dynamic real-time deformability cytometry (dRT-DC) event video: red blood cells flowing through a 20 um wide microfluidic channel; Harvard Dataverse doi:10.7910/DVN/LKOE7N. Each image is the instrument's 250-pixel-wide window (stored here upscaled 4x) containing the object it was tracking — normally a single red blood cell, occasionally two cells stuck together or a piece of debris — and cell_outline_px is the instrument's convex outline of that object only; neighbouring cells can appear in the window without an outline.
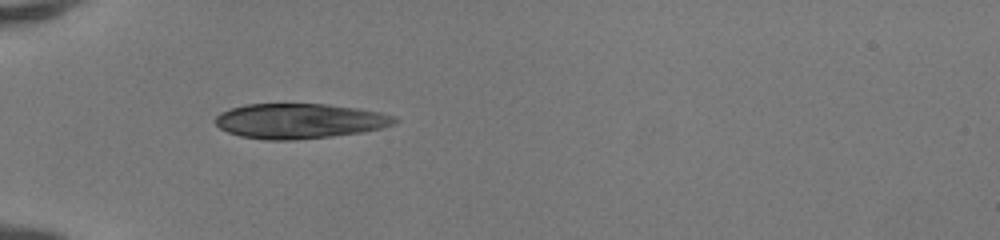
{"species": "human", "species_latin": "Homo sapiens", "temperature_condition": "room temperature", "stored_images_in_passage": 34, "camera_frame_rate_fps": 3000, "um_per_image_px": 0.085, "donor": {"sex": "female"}, "frame": {"image": 1, "passage_image": 1, "time_ms": 0.0, "image_size_px": [1000, 240], "cell_outline_px": [[400, 120], [384, 128], [364, 132], [332, 136], [292, 140], [264, 140], [240, 136], [228, 132], [220, 128], [216, 124], [216, 116], [220, 112], [244, 104], [328, 104], [356, 108], [380, 112], [396, 116]], "centroid_in_image_um": [25.49, 10.29], "position_along_channel_um": 59.5, "area_um2": 36.76}}
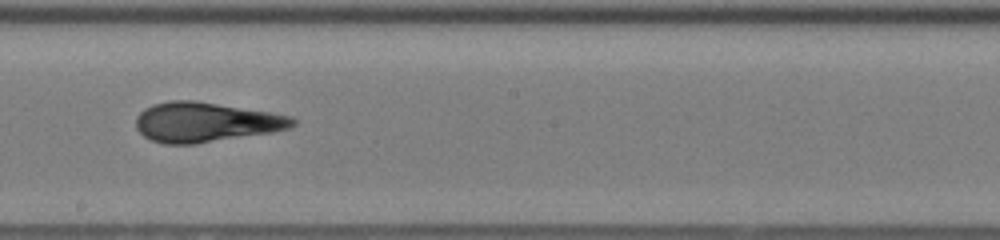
{"frame": {"image": 2, "passage_image": 14, "time_ms": 4.333, "image_size_px": [1000, 240], "cell_outline_px": [[296, 124], [292, 128], [272, 132], [196, 144], [164, 144], [152, 140], [144, 136], [136, 128], [136, 116], [144, 108], [152, 104], [168, 100], [196, 100], [292, 116], [296, 120]], "centroid_in_image_um": [17.47, 10.38], "position_along_channel_um": 230.7, "area_um2": 36.47}}
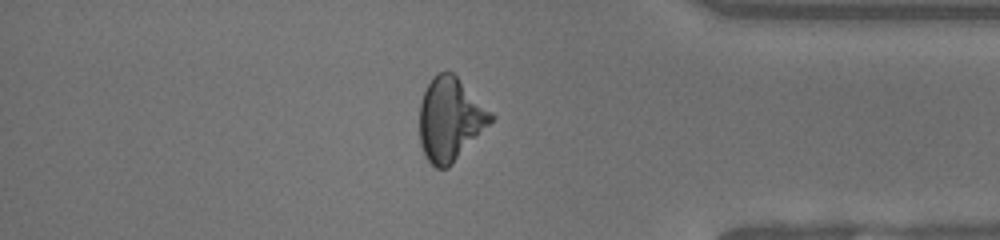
{"frame": {"image": 3, "passage_image": 27, "time_ms": 8.667, "image_size_px": [1000, 240], "cell_outline_px": [[496, 116], [452, 164], [448, 168], [436, 168], [428, 160], [420, 144], [420, 104], [424, 92], [428, 84], [440, 72], [452, 72]], "centroid_in_image_um": [38.26, 10.15], "position_along_channel_um": 396.9, "area_um2": 33.87}, "authors_computed_cell_mechanics": {"area_um2": 35.836, "velocity_mm_per_s": 4.2147, "shape_relaxation_time_tau1_ms": 4.848, "shape_relaxation_time_tau2_ms": 1.0961, "deformation_change_tau1": 0.2201, "deformation_change_tau2": 0.0775}}